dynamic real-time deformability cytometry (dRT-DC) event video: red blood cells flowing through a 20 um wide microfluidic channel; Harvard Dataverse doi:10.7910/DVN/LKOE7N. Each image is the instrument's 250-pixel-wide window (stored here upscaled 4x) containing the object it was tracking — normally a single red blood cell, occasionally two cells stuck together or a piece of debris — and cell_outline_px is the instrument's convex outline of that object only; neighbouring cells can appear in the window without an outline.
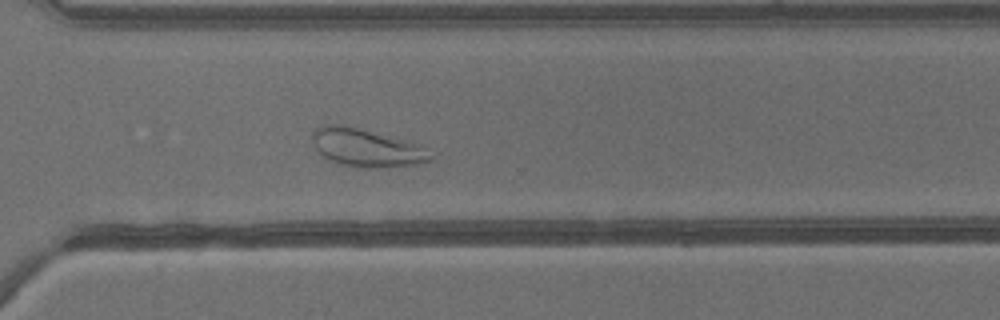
{"species": "common noctule bat (a hibernating species)", "species_latin": "Nyctalus noctula", "temperature_condition": "warm", "stored_images_in_passage": 40, "camera_frame_rate_fps": 3000, "um_per_image_px": 0.085, "animal": {"sex": "male", "body_mass_g": 13.3}, "frame": {"image": 1, "passage_image": 29, "time_ms": 9.333, "image_size_px": [1000, 320], "cell_outline_px": [[432, 160], [420, 164], [388, 168], [364, 168], [340, 164], [328, 160], [316, 148], [312, 140], [312, 132], [316, 128], [324, 124], [340, 124], [420, 144]], "centroid_in_image_um": [31.11, 12.58], "position_along_channel_um": 339.5, "area_um2": 25.89}}